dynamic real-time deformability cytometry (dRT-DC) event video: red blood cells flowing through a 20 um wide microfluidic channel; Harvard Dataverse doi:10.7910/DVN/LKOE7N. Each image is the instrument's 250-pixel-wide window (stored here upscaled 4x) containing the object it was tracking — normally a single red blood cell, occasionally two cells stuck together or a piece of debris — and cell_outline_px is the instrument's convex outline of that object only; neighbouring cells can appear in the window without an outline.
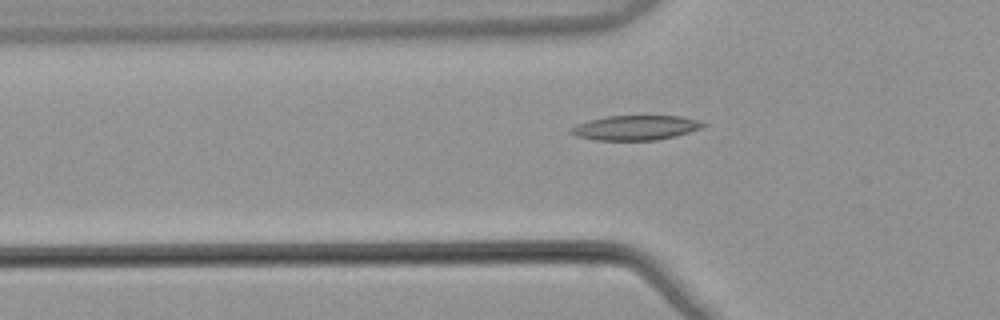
{"species": "common noctule bat (a hibernating species)", "species_latin": "Nyctalus noctula", "temperature_condition": "warm", "stored_images_in_passage": 48, "camera_frame_rate_fps": 3000, "um_per_image_px": 0.085, "animal": {"sex": "male", "body_mass_g": 21.5, "forearm_length_mm": 52.0}, "frame": {"image": 1, "passage_image": 18, "time_ms": 5.667, "image_size_px": [1000, 320], "cell_outline_px": [[708, 124], [700, 128], [676, 136], [656, 140], [596, 140], [576, 136], [568, 132], [576, 124], [588, 120], [608, 116], [680, 116], [700, 120]], "centroid_in_image_um": [54.02, 10.85], "position_along_channel_um": 71.8, "area_um2": 19.02}}
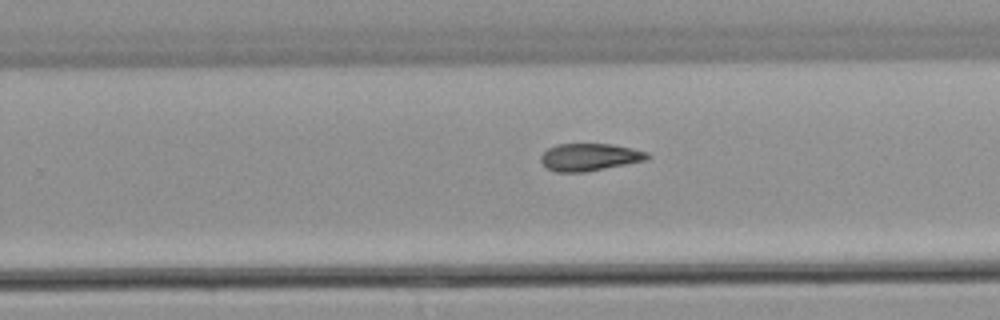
{"frame": {"image": 2, "passage_image": 34, "time_ms": 11.0, "image_size_px": [1000, 320], "cell_outline_px": [[652, 156], [648, 160], [584, 172], [556, 172], [548, 168], [540, 160], [540, 156], [548, 148], [556, 144], [612, 144], [632, 148], [648, 152]], "centroid_in_image_um": [50.15, 13.35], "position_along_channel_um": 279.7, "area_um2": 17.05}}
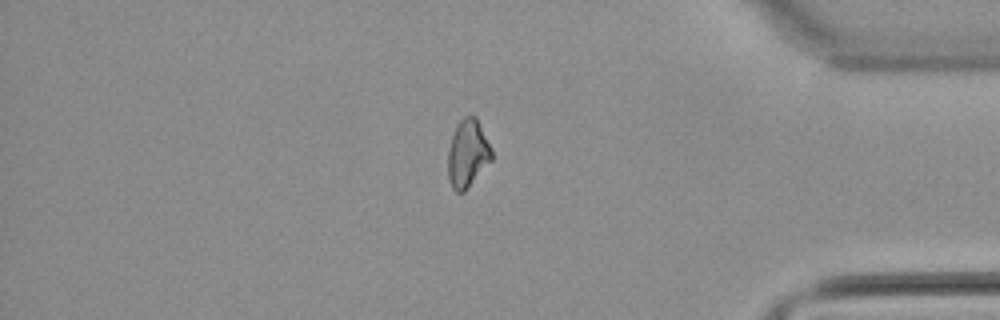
{"frame": {"image": 3, "passage_image": 45, "time_ms": 14.667, "image_size_px": [1000, 320], "cell_outline_px": [[492, 160], [464, 192], [456, 192], [452, 188], [448, 180], [448, 148], [456, 124], [464, 116], [476, 116], [492, 148]], "centroid_in_image_um": [39.75, 13.05], "position_along_channel_um": 395.5, "area_um2": 17.4}}